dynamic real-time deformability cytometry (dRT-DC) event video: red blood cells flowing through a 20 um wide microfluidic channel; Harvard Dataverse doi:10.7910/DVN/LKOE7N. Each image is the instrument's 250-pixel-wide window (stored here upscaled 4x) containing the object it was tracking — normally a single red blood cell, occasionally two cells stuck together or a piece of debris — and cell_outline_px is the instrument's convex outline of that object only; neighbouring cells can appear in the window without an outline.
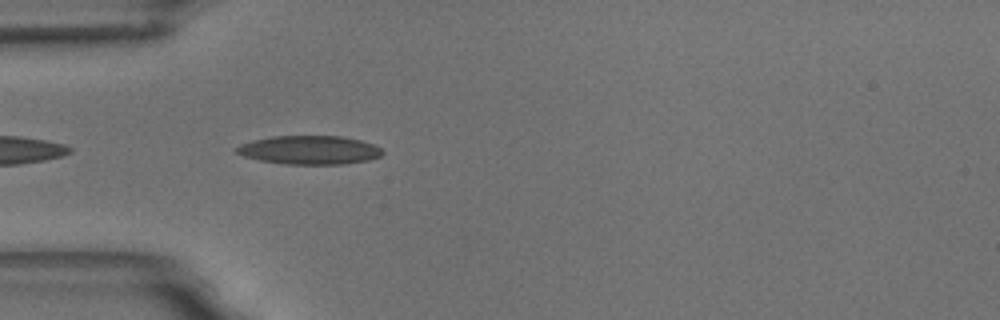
{"species": "common noctule bat (a hibernating species)", "species_latin": "Nyctalus noctula", "temperature_condition": "room temperature", "stored_images_in_passage": 10, "camera_frame_rate_fps": 3000, "um_per_image_px": 0.085, "animal": {"sex": "male", "body_mass_g": 18.8}, "frame": {"image": 1, "passage_image": 2, "time_ms": 0.333, "image_size_px": [1000, 320], "cell_outline_px": [[384, 152], [380, 156], [368, 160], [344, 164], [284, 164], [260, 160], [244, 156], [236, 152], [236, 148], [240, 144], [252, 140], [272, 136], [340, 136], [360, 140], [372, 144], [380, 148]], "centroid_in_image_um": [26.29, 12.75], "position_along_channel_um": 58.7, "area_um2": 24.28}}
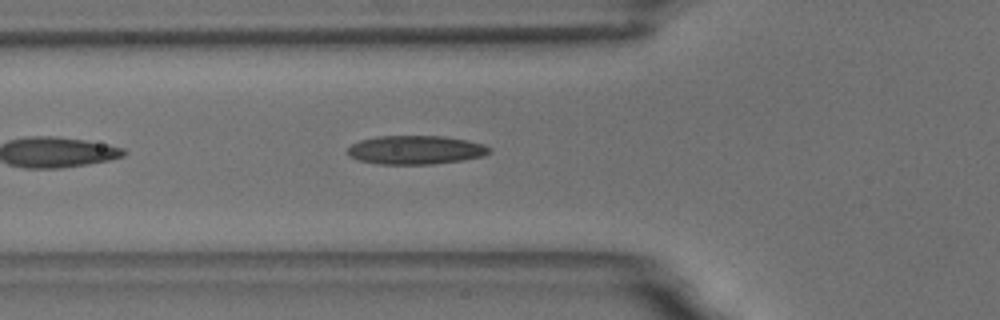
{"frame": {"image": 2, "passage_image": 5, "time_ms": 1.333, "image_size_px": [1000, 320], "cell_outline_px": [[492, 152], [484, 156], [464, 160], [432, 164], [380, 164], [360, 160], [348, 156], [348, 148], [352, 144], [360, 140], [380, 136], [444, 136], [468, 140], [484, 144], [492, 148]], "centroid_in_image_um": [35.39, 12.74], "position_along_channel_um": 90.4, "area_um2": 23.87}}